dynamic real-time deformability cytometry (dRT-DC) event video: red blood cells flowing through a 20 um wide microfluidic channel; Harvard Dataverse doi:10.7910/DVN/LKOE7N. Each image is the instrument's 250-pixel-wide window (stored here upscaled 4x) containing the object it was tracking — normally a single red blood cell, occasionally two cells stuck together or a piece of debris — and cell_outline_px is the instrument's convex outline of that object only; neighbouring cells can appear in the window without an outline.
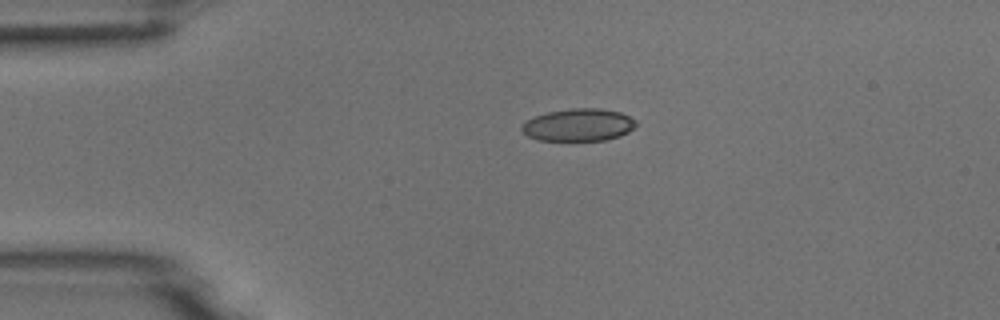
{"species": "common noctule bat (a hibernating species)", "species_latin": "Nyctalus noctula", "temperature_condition": "room temperature", "stored_images_in_passage": 2, "camera_frame_rate_fps": 3000, "um_per_image_px": 0.085, "animal": {"sex": "male", "body_mass_g": 18.8}, "frame": {"image": 1, "passage_image": 1, "time_ms": 0.0, "image_size_px": [1000, 320], "cell_outline_px": [[636, 124], [628, 132], [620, 136], [604, 140], [540, 140], [528, 136], [520, 128], [520, 124], [536, 116], [548, 112], [572, 108], [600, 108], [620, 112], [636, 120]], "centroid_in_image_um": [49.17, 10.61], "position_along_channel_um": 35.8, "area_um2": 21.44}}